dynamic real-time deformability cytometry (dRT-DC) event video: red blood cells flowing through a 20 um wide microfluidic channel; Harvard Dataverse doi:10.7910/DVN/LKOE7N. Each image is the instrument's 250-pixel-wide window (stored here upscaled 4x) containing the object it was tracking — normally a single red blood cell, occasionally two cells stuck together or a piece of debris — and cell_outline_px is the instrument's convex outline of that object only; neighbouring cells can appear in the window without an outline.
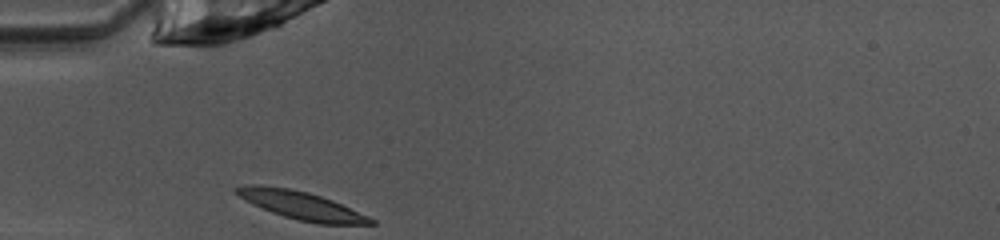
{"species": "common noctule bat (a hibernating species)", "species_latin": "Nyctalus noctula", "temperature_condition": "warm", "stored_images_in_passage": 28, "camera_frame_rate_fps": 3000, "um_per_image_px": 0.085, "animal": {"sex": "female", "body_mass_g": 10.0, "forearm_length_mm": 53.1}, "frame": {"image": 1, "passage_image": 1, "time_ms": 0.0, "image_size_px": [1000, 240], "cell_outline_px": [[376, 224], [316, 224], [284, 216], [272, 212], [252, 204], [240, 196], [232, 188], [244, 184], [260, 184], [288, 188], [308, 192], [332, 200], [368, 216], [376, 220]], "centroid_in_image_um": [25.59, 17.45], "position_along_channel_um": 59.4, "area_um2": 21.85}}
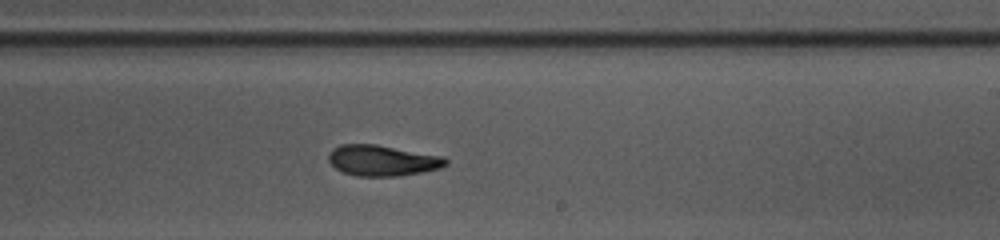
{"frame": {"image": 2, "passage_image": 16, "time_ms": 5.0, "image_size_px": [1000, 240], "cell_outline_px": [[448, 164], [440, 168], [400, 176], [356, 176], [344, 172], [336, 168], [328, 160], [328, 152], [332, 148], [340, 144], [376, 144], [444, 156], [448, 160]], "centroid_in_image_um": [32.5, 13.63], "position_along_channel_um": 256.5, "area_um2": 21.15}}
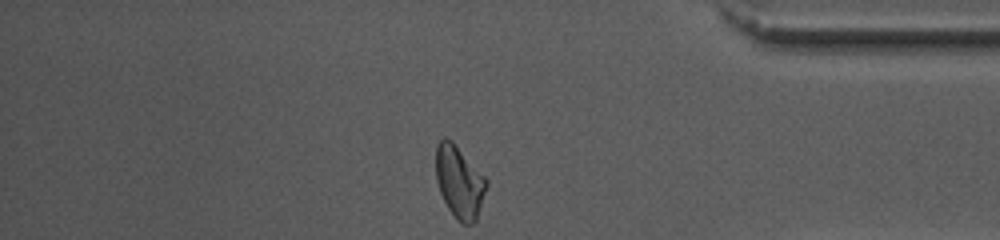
{"frame": {"image": 3, "passage_image": 28, "time_ms": 9.0, "image_size_px": [1000, 240], "cell_outline_px": [[488, 184], [476, 220], [472, 224], [460, 224], [456, 220], [448, 208], [440, 192], [436, 180], [436, 144], [444, 136], [452, 140], [488, 180]], "centroid_in_image_um": [39.04, 15.46], "position_along_channel_um": 396.2, "area_um2": 21.39}, "authors_computed_cell_mechanics": {"area_um2": 21.1837, "velocity_mm_per_s": 4.0273, "shape_relaxation_time_tau1_ms": 3.851, "shape_relaxation_time_tau2_ms": 2.0293, "deformation_change_tau1": 0.1625, "deformation_change_tau2": 0.0805}}